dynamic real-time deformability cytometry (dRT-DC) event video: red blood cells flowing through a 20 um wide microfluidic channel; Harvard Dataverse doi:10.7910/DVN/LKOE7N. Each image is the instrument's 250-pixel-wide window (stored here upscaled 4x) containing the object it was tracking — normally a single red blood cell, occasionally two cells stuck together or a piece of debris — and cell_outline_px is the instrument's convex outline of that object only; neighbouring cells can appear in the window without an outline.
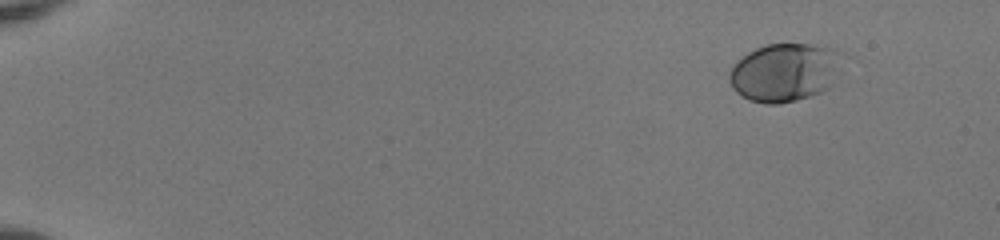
{"species": "human", "species_latin": "Homo sapiens", "temperature_condition": "room temperature", "stored_images_in_passage": 49, "camera_frame_rate_fps": 3000, "um_per_image_px": 0.085, "donor": {"sex": "female"}, "frame": {"image": 1, "passage_image": 1, "time_ms": 0.0, "image_size_px": [1000, 240], "cell_outline_px": [[856, 56], [828, 88], [820, 92], [796, 100], [780, 104], [764, 104], [748, 100], [736, 92], [732, 88], [728, 80], [728, 76], [736, 60], [748, 52], [764, 44], [808, 44], [836, 48]], "centroid_in_image_um": [66.88, 6.11], "position_along_channel_um": 18.1, "area_um2": 40.23}}
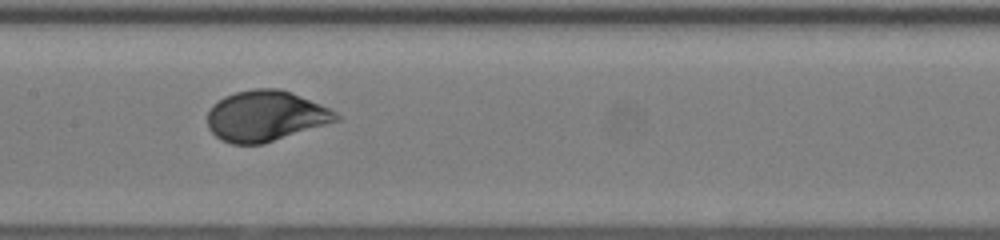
{"frame": {"image": 2, "passage_image": 25, "time_ms": 8.0, "image_size_px": [1000, 240], "cell_outline_px": [[344, 116], [340, 120], [264, 144], [232, 144], [220, 140], [208, 128], [208, 112], [212, 104], [224, 96], [236, 92], [252, 88], [280, 88], [292, 92], [320, 104]], "centroid_in_image_um": [22.58, 9.86], "position_along_channel_um": 184.8, "area_um2": 38.26}}
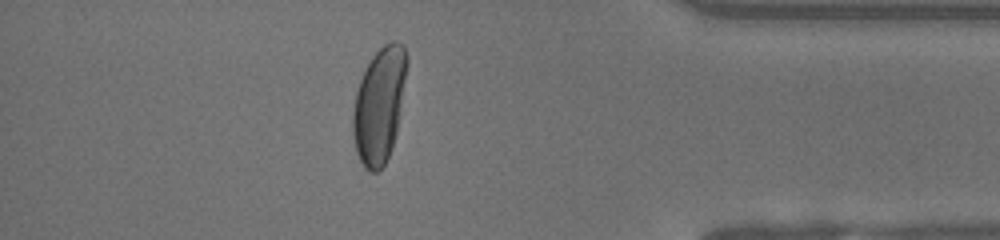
{"frame": {"image": 3, "passage_image": 43, "time_ms": 14.0, "image_size_px": [1000, 240], "cell_outline_px": [[408, 64], [396, 136], [392, 148], [384, 164], [376, 172], [368, 172], [364, 168], [356, 152], [352, 136], [352, 112], [356, 92], [360, 80], [372, 56], [384, 44], [392, 40], [396, 40], [404, 44], [408, 60]], "centroid_in_image_um": [32.24, 8.93], "position_along_channel_um": 403.0, "area_um2": 36.59}, "authors_computed_cell_mechanics": {"area_um2": 37.859, "velocity_mm_per_s": 4.0091, "shape_relaxation_time_tau1_ms": 3.1878, "shape_relaxation_time_tau2_ms": null, "deformation_change_tau1": 0.1583, "deformation_change_tau2": null}}